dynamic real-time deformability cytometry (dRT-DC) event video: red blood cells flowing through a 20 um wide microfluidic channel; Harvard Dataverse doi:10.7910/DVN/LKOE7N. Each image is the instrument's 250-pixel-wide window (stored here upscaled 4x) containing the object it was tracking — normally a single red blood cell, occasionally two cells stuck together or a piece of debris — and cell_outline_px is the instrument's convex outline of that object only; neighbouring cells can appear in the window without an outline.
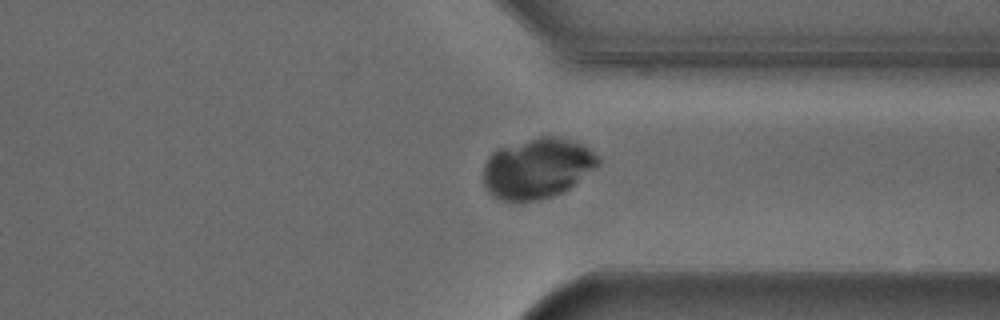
{"species": "Egyptian fruit bat (a non-hibernating species)", "species_latin": "Rousettus aegyptiacus", "temperature_condition": "cold", "stored_images_in_passage": 38, "camera_frame_rate_fps": 3000, "um_per_image_px": 0.085, "animal": {"sex": "male"}, "frame": {"image": 1, "passage_image": 25, "time_ms": 8.0, "image_size_px": [1000, 320], "cell_outline_px": [[600, 164], [596, 168], [564, 192], [552, 196], [536, 200], [504, 200], [492, 196], [488, 192], [484, 184], [484, 164], [492, 152], [500, 148], [540, 136], [556, 136], [584, 144], [600, 160]], "centroid_in_image_um": [45.68, 14.3], "position_along_channel_um": 365.7, "area_um2": 40.11}}
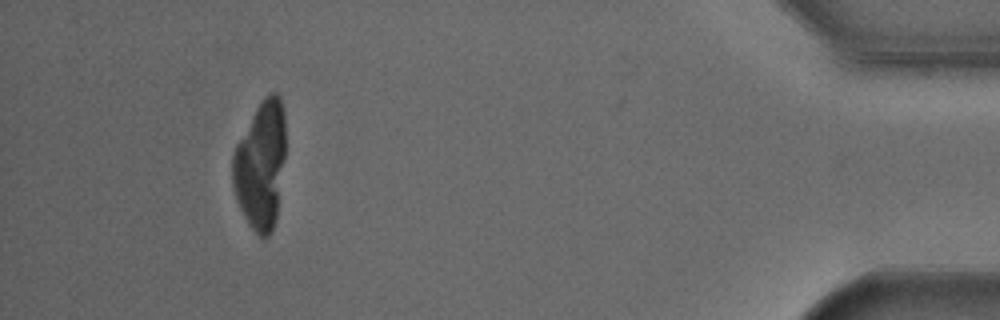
{"frame": {"image": 2, "passage_image": 34, "time_ms": 11.0, "image_size_px": [1000, 320], "cell_outline_px": [[284, 156], [276, 220], [272, 232], [268, 236], [260, 236], [248, 224], [236, 200], [232, 184], [232, 152], [236, 144], [260, 100], [268, 92], [276, 92], [280, 96], [284, 108]], "centroid_in_image_um": [22.14, 13.99], "position_along_channel_um": 413.1, "area_um2": 39.71}}